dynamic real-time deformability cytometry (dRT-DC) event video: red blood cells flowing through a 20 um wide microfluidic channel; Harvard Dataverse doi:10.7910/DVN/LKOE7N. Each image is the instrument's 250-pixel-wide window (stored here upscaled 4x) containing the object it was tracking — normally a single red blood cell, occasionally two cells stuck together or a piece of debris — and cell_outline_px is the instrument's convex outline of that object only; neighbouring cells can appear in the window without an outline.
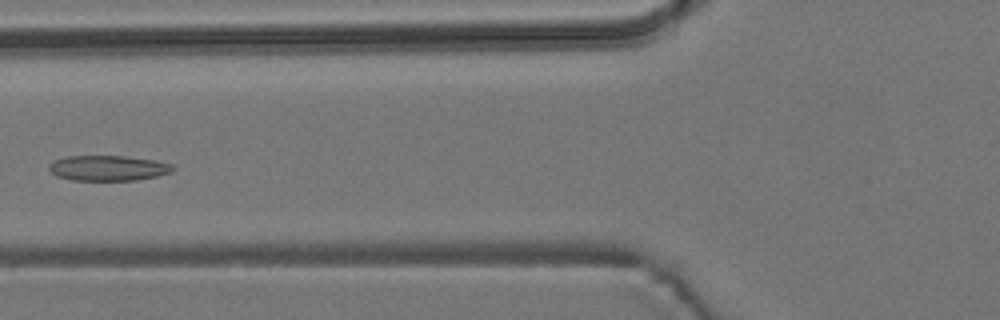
{"species": "common noctule bat (a hibernating species)", "species_latin": "Nyctalus noctula", "temperature_condition": "room temperature", "stored_images_in_passage": 6, "camera_frame_rate_fps": 3000, "um_per_image_px": 0.085, "animal": {"sex": "male", "body_mass_g": 19.2, "forearm_length_mm": 51.8}, "frame": {"image": 1, "passage_image": 5, "time_ms": 5.333, "image_size_px": [1000, 320], "cell_outline_px": [[176, 168], [172, 172], [156, 176], [136, 180], [72, 180], [56, 176], [48, 168], [48, 164], [52, 160], [64, 156], [124, 156], [152, 160], [172, 164]], "centroid_in_image_um": [9.15, 14.28], "position_along_channel_um": 116.7, "area_um2": 18.32}}
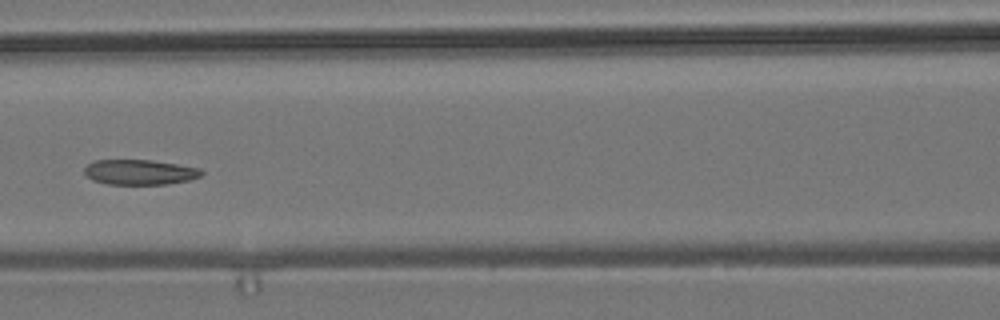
{"frame": {"image": 2, "passage_image": 6, "time_ms": 6.333, "image_size_px": [1000, 320], "cell_outline_px": [[204, 172], [200, 176], [188, 180], [164, 184], [108, 184], [92, 180], [84, 172], [84, 168], [92, 160], [152, 160], [200, 168]], "centroid_in_image_um": [11.85, 14.62], "position_along_channel_um": 154.7, "area_um2": 17.05}}